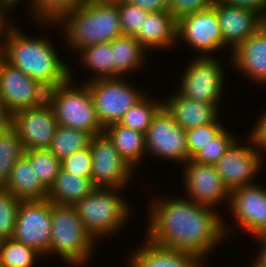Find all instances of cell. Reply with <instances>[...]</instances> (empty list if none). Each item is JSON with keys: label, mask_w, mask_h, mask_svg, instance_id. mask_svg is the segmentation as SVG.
Returning a JSON list of instances; mask_svg holds the SVG:
<instances>
[{"label": "cell", "mask_w": 266, "mask_h": 267, "mask_svg": "<svg viewBox=\"0 0 266 267\" xmlns=\"http://www.w3.org/2000/svg\"><path fill=\"white\" fill-rule=\"evenodd\" d=\"M164 196L154 195L149 200L144 236L160 246L196 254L207 263L208 256L229 239L235 227L213 208L184 196Z\"/></svg>", "instance_id": "6da1fadb"}, {"label": "cell", "mask_w": 266, "mask_h": 267, "mask_svg": "<svg viewBox=\"0 0 266 267\" xmlns=\"http://www.w3.org/2000/svg\"><path fill=\"white\" fill-rule=\"evenodd\" d=\"M17 24L5 23L0 30V49L5 61L48 90L66 82L71 66L59 55L54 40L42 33L30 37Z\"/></svg>", "instance_id": "7a4b0ae2"}, {"label": "cell", "mask_w": 266, "mask_h": 267, "mask_svg": "<svg viewBox=\"0 0 266 267\" xmlns=\"http://www.w3.org/2000/svg\"><path fill=\"white\" fill-rule=\"evenodd\" d=\"M36 23L41 27L48 25L49 30L62 29L64 42L75 55L85 47L109 43L122 35L119 9L114 0H83L56 22Z\"/></svg>", "instance_id": "3957f363"}, {"label": "cell", "mask_w": 266, "mask_h": 267, "mask_svg": "<svg viewBox=\"0 0 266 267\" xmlns=\"http://www.w3.org/2000/svg\"><path fill=\"white\" fill-rule=\"evenodd\" d=\"M97 244L73 205L51 202L50 249L45 257L57 256L67 266L81 267L93 258Z\"/></svg>", "instance_id": "277c9868"}, {"label": "cell", "mask_w": 266, "mask_h": 267, "mask_svg": "<svg viewBox=\"0 0 266 267\" xmlns=\"http://www.w3.org/2000/svg\"><path fill=\"white\" fill-rule=\"evenodd\" d=\"M122 190L124 191L120 188H95L73 205L79 219L96 242L114 237L132 219L130 217L134 207H131L132 203L129 204Z\"/></svg>", "instance_id": "5b68a950"}, {"label": "cell", "mask_w": 266, "mask_h": 267, "mask_svg": "<svg viewBox=\"0 0 266 267\" xmlns=\"http://www.w3.org/2000/svg\"><path fill=\"white\" fill-rule=\"evenodd\" d=\"M73 68H70V78L66 82L49 89L47 93V102L54 111L57 123L92 136L104 133L96 116L89 86L83 82L79 84V81L77 84Z\"/></svg>", "instance_id": "8992f818"}, {"label": "cell", "mask_w": 266, "mask_h": 267, "mask_svg": "<svg viewBox=\"0 0 266 267\" xmlns=\"http://www.w3.org/2000/svg\"><path fill=\"white\" fill-rule=\"evenodd\" d=\"M191 61V62H190ZM182 71L176 90L197 102L220 104L224 97L225 71L218 57H192ZM187 67V68H186ZM225 75V76H224ZM224 88V89H223Z\"/></svg>", "instance_id": "52a82bcc"}, {"label": "cell", "mask_w": 266, "mask_h": 267, "mask_svg": "<svg viewBox=\"0 0 266 267\" xmlns=\"http://www.w3.org/2000/svg\"><path fill=\"white\" fill-rule=\"evenodd\" d=\"M127 79L114 77L86 83L92 95L97 119L103 128L119 123L125 113L147 94L146 89H137Z\"/></svg>", "instance_id": "ba28073f"}, {"label": "cell", "mask_w": 266, "mask_h": 267, "mask_svg": "<svg viewBox=\"0 0 266 267\" xmlns=\"http://www.w3.org/2000/svg\"><path fill=\"white\" fill-rule=\"evenodd\" d=\"M182 41L197 53V57H216L217 51L228 49L223 43L217 11L213 6L177 20V45Z\"/></svg>", "instance_id": "9c48e42d"}, {"label": "cell", "mask_w": 266, "mask_h": 267, "mask_svg": "<svg viewBox=\"0 0 266 267\" xmlns=\"http://www.w3.org/2000/svg\"><path fill=\"white\" fill-rule=\"evenodd\" d=\"M89 148L92 155L93 185L96 188L127 190L138 172L120 156L108 136L105 133L92 136Z\"/></svg>", "instance_id": "30bf717a"}, {"label": "cell", "mask_w": 266, "mask_h": 267, "mask_svg": "<svg viewBox=\"0 0 266 267\" xmlns=\"http://www.w3.org/2000/svg\"><path fill=\"white\" fill-rule=\"evenodd\" d=\"M145 148L155 159L170 161L177 165L189 161L186 130L174 122L172 115L163 106L153 118L145 133Z\"/></svg>", "instance_id": "8fae6325"}, {"label": "cell", "mask_w": 266, "mask_h": 267, "mask_svg": "<svg viewBox=\"0 0 266 267\" xmlns=\"http://www.w3.org/2000/svg\"><path fill=\"white\" fill-rule=\"evenodd\" d=\"M243 137L247 139L244 142L240 141L242 138L236 140L214 165L229 191L256 183V177L265 170V155L253 146L248 137Z\"/></svg>", "instance_id": "7c38bea8"}, {"label": "cell", "mask_w": 266, "mask_h": 267, "mask_svg": "<svg viewBox=\"0 0 266 267\" xmlns=\"http://www.w3.org/2000/svg\"><path fill=\"white\" fill-rule=\"evenodd\" d=\"M13 239L34 248L43 258L49 252L51 239V201H21L16 215Z\"/></svg>", "instance_id": "4fadbf2b"}, {"label": "cell", "mask_w": 266, "mask_h": 267, "mask_svg": "<svg viewBox=\"0 0 266 267\" xmlns=\"http://www.w3.org/2000/svg\"><path fill=\"white\" fill-rule=\"evenodd\" d=\"M182 168L184 195L187 199L215 210L218 207L220 210L224 203L228 207L230 191L223 184L214 165L200 164L190 159Z\"/></svg>", "instance_id": "5bb4252c"}, {"label": "cell", "mask_w": 266, "mask_h": 267, "mask_svg": "<svg viewBox=\"0 0 266 267\" xmlns=\"http://www.w3.org/2000/svg\"><path fill=\"white\" fill-rule=\"evenodd\" d=\"M245 234L258 236L266 227V186L256 182L230 191L228 209Z\"/></svg>", "instance_id": "9a60e30c"}, {"label": "cell", "mask_w": 266, "mask_h": 267, "mask_svg": "<svg viewBox=\"0 0 266 267\" xmlns=\"http://www.w3.org/2000/svg\"><path fill=\"white\" fill-rule=\"evenodd\" d=\"M12 127L28 151L48 149L58 123L51 105L46 101L40 106L14 112Z\"/></svg>", "instance_id": "2e32d148"}, {"label": "cell", "mask_w": 266, "mask_h": 267, "mask_svg": "<svg viewBox=\"0 0 266 267\" xmlns=\"http://www.w3.org/2000/svg\"><path fill=\"white\" fill-rule=\"evenodd\" d=\"M48 89L5 60L0 68V99L13 114L47 101Z\"/></svg>", "instance_id": "e0dca14e"}, {"label": "cell", "mask_w": 266, "mask_h": 267, "mask_svg": "<svg viewBox=\"0 0 266 267\" xmlns=\"http://www.w3.org/2000/svg\"><path fill=\"white\" fill-rule=\"evenodd\" d=\"M230 55L229 67L257 87L266 85V33L263 30L259 28Z\"/></svg>", "instance_id": "ac0fdd59"}, {"label": "cell", "mask_w": 266, "mask_h": 267, "mask_svg": "<svg viewBox=\"0 0 266 267\" xmlns=\"http://www.w3.org/2000/svg\"><path fill=\"white\" fill-rule=\"evenodd\" d=\"M213 7L217 11L223 43L230 53L260 28V15L255 11L218 1Z\"/></svg>", "instance_id": "d6986e66"}, {"label": "cell", "mask_w": 266, "mask_h": 267, "mask_svg": "<svg viewBox=\"0 0 266 267\" xmlns=\"http://www.w3.org/2000/svg\"><path fill=\"white\" fill-rule=\"evenodd\" d=\"M144 238L142 245L130 252L128 267H208L196 254L163 247Z\"/></svg>", "instance_id": "ffe728a7"}, {"label": "cell", "mask_w": 266, "mask_h": 267, "mask_svg": "<svg viewBox=\"0 0 266 267\" xmlns=\"http://www.w3.org/2000/svg\"><path fill=\"white\" fill-rule=\"evenodd\" d=\"M165 98L163 106L172 115L174 122L186 131L213 123L221 115V104L197 102L186 98L176 89Z\"/></svg>", "instance_id": "44dd1931"}, {"label": "cell", "mask_w": 266, "mask_h": 267, "mask_svg": "<svg viewBox=\"0 0 266 267\" xmlns=\"http://www.w3.org/2000/svg\"><path fill=\"white\" fill-rule=\"evenodd\" d=\"M149 52L177 47V19L169 11L150 12L134 36Z\"/></svg>", "instance_id": "7402d4cb"}, {"label": "cell", "mask_w": 266, "mask_h": 267, "mask_svg": "<svg viewBox=\"0 0 266 267\" xmlns=\"http://www.w3.org/2000/svg\"><path fill=\"white\" fill-rule=\"evenodd\" d=\"M3 188L21 201L44 200L48 196V189L36 177L34 166L25 155L14 165Z\"/></svg>", "instance_id": "603a6c76"}, {"label": "cell", "mask_w": 266, "mask_h": 267, "mask_svg": "<svg viewBox=\"0 0 266 267\" xmlns=\"http://www.w3.org/2000/svg\"><path fill=\"white\" fill-rule=\"evenodd\" d=\"M110 43L112 44L114 77L131 76V72L135 73L144 69L142 67H145L149 52L134 36L121 35Z\"/></svg>", "instance_id": "cb8c5ba5"}, {"label": "cell", "mask_w": 266, "mask_h": 267, "mask_svg": "<svg viewBox=\"0 0 266 267\" xmlns=\"http://www.w3.org/2000/svg\"><path fill=\"white\" fill-rule=\"evenodd\" d=\"M104 133L113 142L120 156L135 170L139 171L147 151L145 148V134L113 123L104 128ZM139 164V165H138ZM137 167V168H136Z\"/></svg>", "instance_id": "d4e9b609"}, {"label": "cell", "mask_w": 266, "mask_h": 267, "mask_svg": "<svg viewBox=\"0 0 266 267\" xmlns=\"http://www.w3.org/2000/svg\"><path fill=\"white\" fill-rule=\"evenodd\" d=\"M95 188L91 177H79L61 168L48 190L47 199L57 204L74 205Z\"/></svg>", "instance_id": "484cf974"}, {"label": "cell", "mask_w": 266, "mask_h": 267, "mask_svg": "<svg viewBox=\"0 0 266 267\" xmlns=\"http://www.w3.org/2000/svg\"><path fill=\"white\" fill-rule=\"evenodd\" d=\"M78 64H82L91 73V77L83 83H87L96 79L114 78V62L112 56V44L102 43L90 45L81 49L78 53ZM80 55V56H79Z\"/></svg>", "instance_id": "4316f807"}, {"label": "cell", "mask_w": 266, "mask_h": 267, "mask_svg": "<svg viewBox=\"0 0 266 267\" xmlns=\"http://www.w3.org/2000/svg\"><path fill=\"white\" fill-rule=\"evenodd\" d=\"M147 94L133 105L120 120L119 124L134 131L146 133L153 118L163 107V100Z\"/></svg>", "instance_id": "83f0119b"}, {"label": "cell", "mask_w": 266, "mask_h": 267, "mask_svg": "<svg viewBox=\"0 0 266 267\" xmlns=\"http://www.w3.org/2000/svg\"><path fill=\"white\" fill-rule=\"evenodd\" d=\"M91 138L92 135L85 131L58 125L48 150L62 160L73 153L88 148Z\"/></svg>", "instance_id": "f1b7e54d"}, {"label": "cell", "mask_w": 266, "mask_h": 267, "mask_svg": "<svg viewBox=\"0 0 266 267\" xmlns=\"http://www.w3.org/2000/svg\"><path fill=\"white\" fill-rule=\"evenodd\" d=\"M25 151L12 126L0 133V187L7 183L14 165L25 155Z\"/></svg>", "instance_id": "f546056e"}, {"label": "cell", "mask_w": 266, "mask_h": 267, "mask_svg": "<svg viewBox=\"0 0 266 267\" xmlns=\"http://www.w3.org/2000/svg\"><path fill=\"white\" fill-rule=\"evenodd\" d=\"M43 256L34 248L15 241L2 239L0 246V267H36ZM35 265V266H34Z\"/></svg>", "instance_id": "4dcf8cb0"}, {"label": "cell", "mask_w": 266, "mask_h": 267, "mask_svg": "<svg viewBox=\"0 0 266 267\" xmlns=\"http://www.w3.org/2000/svg\"><path fill=\"white\" fill-rule=\"evenodd\" d=\"M25 156L34 166L36 177L49 190L61 169V160L48 149L28 150Z\"/></svg>", "instance_id": "1f68e13d"}, {"label": "cell", "mask_w": 266, "mask_h": 267, "mask_svg": "<svg viewBox=\"0 0 266 267\" xmlns=\"http://www.w3.org/2000/svg\"><path fill=\"white\" fill-rule=\"evenodd\" d=\"M238 138L236 134L230 133V129L225 128L216 138L204 146V149L197 152L191 160L200 164L215 165Z\"/></svg>", "instance_id": "d6a6232c"}, {"label": "cell", "mask_w": 266, "mask_h": 267, "mask_svg": "<svg viewBox=\"0 0 266 267\" xmlns=\"http://www.w3.org/2000/svg\"><path fill=\"white\" fill-rule=\"evenodd\" d=\"M83 0H33V21L56 22Z\"/></svg>", "instance_id": "836d02e7"}, {"label": "cell", "mask_w": 266, "mask_h": 267, "mask_svg": "<svg viewBox=\"0 0 266 267\" xmlns=\"http://www.w3.org/2000/svg\"><path fill=\"white\" fill-rule=\"evenodd\" d=\"M222 115L213 123L192 128L186 131L189 160L208 143L216 138L226 127L223 125ZM221 119V121H220Z\"/></svg>", "instance_id": "e575fe53"}, {"label": "cell", "mask_w": 266, "mask_h": 267, "mask_svg": "<svg viewBox=\"0 0 266 267\" xmlns=\"http://www.w3.org/2000/svg\"><path fill=\"white\" fill-rule=\"evenodd\" d=\"M19 198L10 193L7 189L0 187V238H13L16 224V215Z\"/></svg>", "instance_id": "d590c367"}, {"label": "cell", "mask_w": 266, "mask_h": 267, "mask_svg": "<svg viewBox=\"0 0 266 267\" xmlns=\"http://www.w3.org/2000/svg\"><path fill=\"white\" fill-rule=\"evenodd\" d=\"M118 5L122 35L135 36L148 12L142 10L139 6L124 2L123 0H114Z\"/></svg>", "instance_id": "8d00e7d4"}, {"label": "cell", "mask_w": 266, "mask_h": 267, "mask_svg": "<svg viewBox=\"0 0 266 267\" xmlns=\"http://www.w3.org/2000/svg\"><path fill=\"white\" fill-rule=\"evenodd\" d=\"M61 168L79 177H91L92 155L85 148L61 160Z\"/></svg>", "instance_id": "74e56055"}, {"label": "cell", "mask_w": 266, "mask_h": 267, "mask_svg": "<svg viewBox=\"0 0 266 267\" xmlns=\"http://www.w3.org/2000/svg\"><path fill=\"white\" fill-rule=\"evenodd\" d=\"M218 0H168V11L178 20L182 16L212 7Z\"/></svg>", "instance_id": "f35d334b"}, {"label": "cell", "mask_w": 266, "mask_h": 267, "mask_svg": "<svg viewBox=\"0 0 266 267\" xmlns=\"http://www.w3.org/2000/svg\"><path fill=\"white\" fill-rule=\"evenodd\" d=\"M254 127L249 130L250 133L246 136L251 140L253 146L266 156V110L258 115L257 121L255 119Z\"/></svg>", "instance_id": "ab89813d"}, {"label": "cell", "mask_w": 266, "mask_h": 267, "mask_svg": "<svg viewBox=\"0 0 266 267\" xmlns=\"http://www.w3.org/2000/svg\"><path fill=\"white\" fill-rule=\"evenodd\" d=\"M218 2L229 6L247 8L259 15L266 11V0H218Z\"/></svg>", "instance_id": "60d3db41"}, {"label": "cell", "mask_w": 266, "mask_h": 267, "mask_svg": "<svg viewBox=\"0 0 266 267\" xmlns=\"http://www.w3.org/2000/svg\"><path fill=\"white\" fill-rule=\"evenodd\" d=\"M139 6L142 10L150 12L168 11V0H123Z\"/></svg>", "instance_id": "b9f144b4"}, {"label": "cell", "mask_w": 266, "mask_h": 267, "mask_svg": "<svg viewBox=\"0 0 266 267\" xmlns=\"http://www.w3.org/2000/svg\"><path fill=\"white\" fill-rule=\"evenodd\" d=\"M255 241L257 248L256 256L253 255L255 258L252 260L258 267H266V241H261L257 236L252 238Z\"/></svg>", "instance_id": "7bdbcfd3"}, {"label": "cell", "mask_w": 266, "mask_h": 267, "mask_svg": "<svg viewBox=\"0 0 266 267\" xmlns=\"http://www.w3.org/2000/svg\"><path fill=\"white\" fill-rule=\"evenodd\" d=\"M12 126V113L0 99V133Z\"/></svg>", "instance_id": "ee69618b"}, {"label": "cell", "mask_w": 266, "mask_h": 267, "mask_svg": "<svg viewBox=\"0 0 266 267\" xmlns=\"http://www.w3.org/2000/svg\"><path fill=\"white\" fill-rule=\"evenodd\" d=\"M27 3H25V2ZM24 2V3H22ZM3 6L10 12H14L16 8H18V5L20 6V3L22 4H27V10L29 11L28 13L30 14V17L33 18V0H2ZM30 7V8H29ZM29 8V9H28Z\"/></svg>", "instance_id": "f6af8a7d"}, {"label": "cell", "mask_w": 266, "mask_h": 267, "mask_svg": "<svg viewBox=\"0 0 266 267\" xmlns=\"http://www.w3.org/2000/svg\"><path fill=\"white\" fill-rule=\"evenodd\" d=\"M11 13L3 6L2 0H0V23L4 25L5 23L11 22Z\"/></svg>", "instance_id": "bcb514c9"}, {"label": "cell", "mask_w": 266, "mask_h": 267, "mask_svg": "<svg viewBox=\"0 0 266 267\" xmlns=\"http://www.w3.org/2000/svg\"><path fill=\"white\" fill-rule=\"evenodd\" d=\"M260 29L266 33V11L260 15Z\"/></svg>", "instance_id": "7dc6e473"}, {"label": "cell", "mask_w": 266, "mask_h": 267, "mask_svg": "<svg viewBox=\"0 0 266 267\" xmlns=\"http://www.w3.org/2000/svg\"><path fill=\"white\" fill-rule=\"evenodd\" d=\"M261 241H266V227L263 231L257 236Z\"/></svg>", "instance_id": "c3c4849f"}, {"label": "cell", "mask_w": 266, "mask_h": 267, "mask_svg": "<svg viewBox=\"0 0 266 267\" xmlns=\"http://www.w3.org/2000/svg\"><path fill=\"white\" fill-rule=\"evenodd\" d=\"M4 60H5L4 53H3V51L0 49V68H1V65L3 64Z\"/></svg>", "instance_id": "681fc988"}, {"label": "cell", "mask_w": 266, "mask_h": 267, "mask_svg": "<svg viewBox=\"0 0 266 267\" xmlns=\"http://www.w3.org/2000/svg\"><path fill=\"white\" fill-rule=\"evenodd\" d=\"M250 263H251L250 265L249 264L247 265L248 267H258L253 261H251Z\"/></svg>", "instance_id": "f907efd6"}]
</instances>
